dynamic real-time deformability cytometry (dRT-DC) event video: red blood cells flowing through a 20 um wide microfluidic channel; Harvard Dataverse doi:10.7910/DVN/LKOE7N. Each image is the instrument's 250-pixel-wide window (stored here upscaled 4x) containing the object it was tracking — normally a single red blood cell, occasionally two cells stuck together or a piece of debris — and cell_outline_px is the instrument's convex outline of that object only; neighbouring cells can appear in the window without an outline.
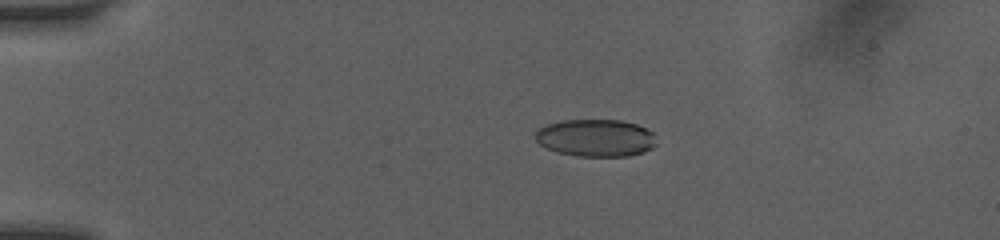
{"species": "human", "species_latin": "Homo sapiens", "temperature_condition": "room temperature", "stored_images_in_passage": 9, "camera_frame_rate_fps": 3000, "um_per_image_px": 0.085, "donor": {"sex": "female"}, "frame": {"image": 1, "passage_image": 4, "time_ms": 3.0, "image_size_px": [1000, 240], "cell_outline_px": [[656, 144], [652, 148], [644, 152], [628, 156], [576, 156], [556, 152], [540, 144], [536, 140], [536, 132], [540, 128], [548, 124], [560, 120], [620, 120], [636, 124], [652, 132]], "centroid_in_image_um": [50.64, 11.72], "position_along_channel_um": 34.4, "area_um2": 26.24}}
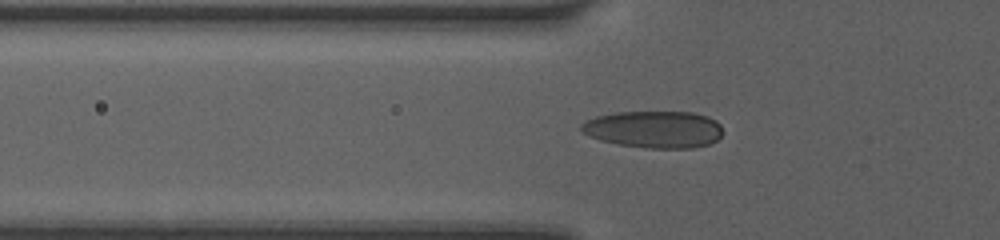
{"frame": {"image": 2, "passage_image": 8, "time_ms": 5.333, "image_size_px": [1000, 240], "cell_outline_px": [[724, 132], [716, 140], [708, 144], [692, 148], [648, 148], [620, 144], [600, 140], [588, 136], [580, 128], [580, 124], [596, 116], [616, 112], [692, 112], [708, 116], [716, 120], [720, 124]], "centroid_in_image_um": [55.62, 10.99], "position_along_channel_um": 70.2, "area_um2": 30.58}}